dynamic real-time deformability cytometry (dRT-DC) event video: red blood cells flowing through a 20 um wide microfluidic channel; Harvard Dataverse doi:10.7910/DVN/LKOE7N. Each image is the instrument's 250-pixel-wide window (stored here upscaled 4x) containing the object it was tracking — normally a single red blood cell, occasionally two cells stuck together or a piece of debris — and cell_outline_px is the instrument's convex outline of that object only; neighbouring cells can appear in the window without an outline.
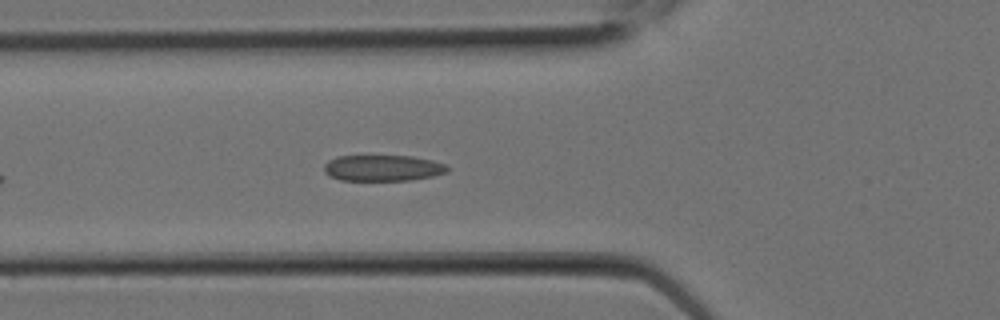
{"species": "Egyptian fruit bat (a non-hibernating species)", "species_latin": "Rousettus aegyptiacus", "temperature_condition": "room temperature", "stored_images_in_passage": 3, "camera_frame_rate_fps": 3000, "um_per_image_px": 0.085, "animal": {"sex": "female"}, "frame": {"image": 1, "passage_image": 3, "time_ms": 0.667, "image_size_px": [1000, 320], "cell_outline_px": [[448, 172], [432, 176], [408, 180], [340, 180], [328, 176], [324, 172], [324, 164], [328, 160], [336, 156], [412, 156], [432, 160], [448, 164]], "centroid_in_image_um": [32.52, 14.27], "position_along_channel_um": 93.3, "area_um2": 18.84}}